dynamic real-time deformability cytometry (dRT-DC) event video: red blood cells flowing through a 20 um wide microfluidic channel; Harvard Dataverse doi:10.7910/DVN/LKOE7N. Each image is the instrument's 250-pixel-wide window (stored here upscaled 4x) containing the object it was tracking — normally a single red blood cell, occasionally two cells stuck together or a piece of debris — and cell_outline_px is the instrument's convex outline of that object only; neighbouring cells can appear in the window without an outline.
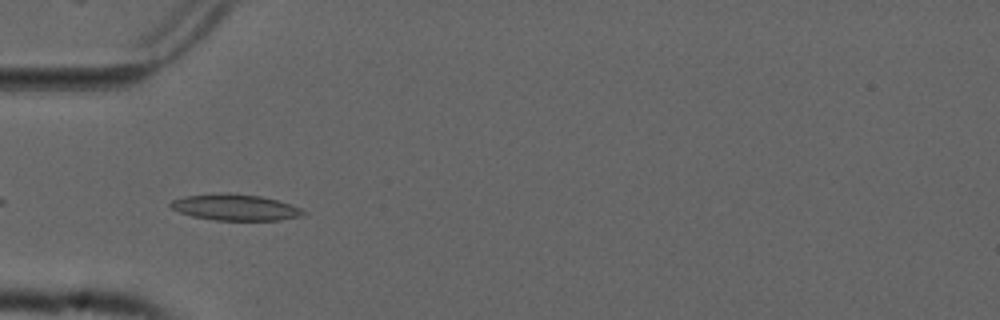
{"species": "common noctule bat (a hibernating species)", "species_latin": "Nyctalus noctula", "temperature_condition": "cold", "stored_images_in_passage": 39, "camera_frame_rate_fps": 3000, "um_per_image_px": 0.085, "animal": {"sex": "male", "forearm_length_mm": 52.5}, "frame": {"image": 1, "passage_image": 2, "time_ms": 0.333, "image_size_px": [1000, 320], "cell_outline_px": [[308, 212], [300, 216], [280, 220], [216, 220], [192, 216], [180, 212], [172, 208], [168, 204], [172, 200], [184, 196], [228, 192], [260, 196], [292, 204]], "centroid_in_image_um": [20.0, 17.62], "position_along_channel_um": 65.0, "area_um2": 20.23}}
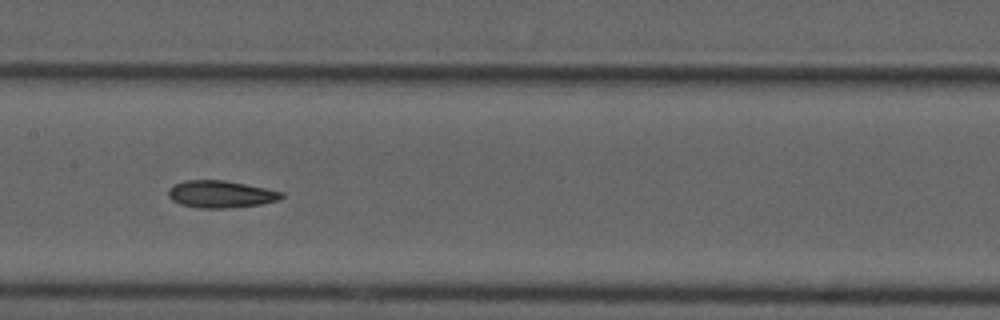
{"frame": {"image": 2, "passage_image": 12, "time_ms": 3.667, "image_size_px": [1000, 320], "cell_outline_px": [[284, 196], [280, 200], [260, 204], [232, 208], [200, 208], [180, 204], [172, 200], [168, 196], [168, 188], [172, 184], [184, 180], [224, 180], [284, 192]], "centroid_in_image_um": [18.74, 16.5], "position_along_channel_um": 188.7, "area_um2": 18.03}}
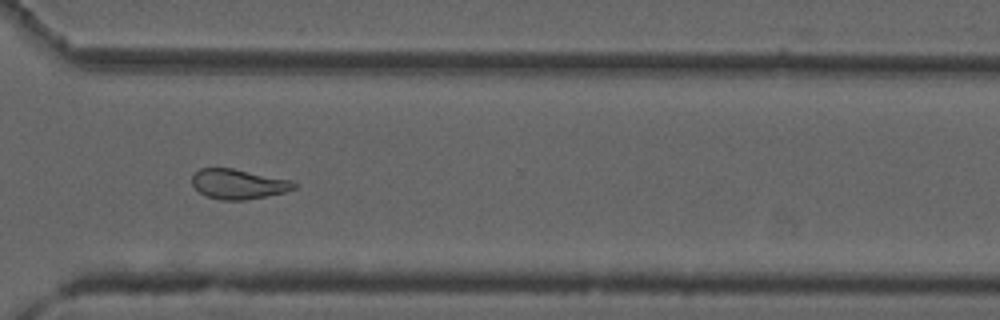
{"frame": {"image": 3, "passage_image": 25, "time_ms": 8.0, "image_size_px": [1000, 320], "cell_outline_px": [[296, 188], [284, 192], [244, 200], [220, 200], [204, 196], [192, 184], [192, 176], [200, 168], [232, 168], [292, 180], [296, 184]], "centroid_in_image_um": [20.24, 15.64], "position_along_channel_um": 350.4, "area_um2": 17.69}, "authors_computed_cell_mechanics": {"area_um2": 18.4382, "velocity_mm_per_s": 3.7423, "shape_relaxation_time_tau1_ms": null, "shape_relaxation_time_tau2_ms": 4.8079, "deformation_change_tau1": null, "deformation_change_tau2": 0.1256}}